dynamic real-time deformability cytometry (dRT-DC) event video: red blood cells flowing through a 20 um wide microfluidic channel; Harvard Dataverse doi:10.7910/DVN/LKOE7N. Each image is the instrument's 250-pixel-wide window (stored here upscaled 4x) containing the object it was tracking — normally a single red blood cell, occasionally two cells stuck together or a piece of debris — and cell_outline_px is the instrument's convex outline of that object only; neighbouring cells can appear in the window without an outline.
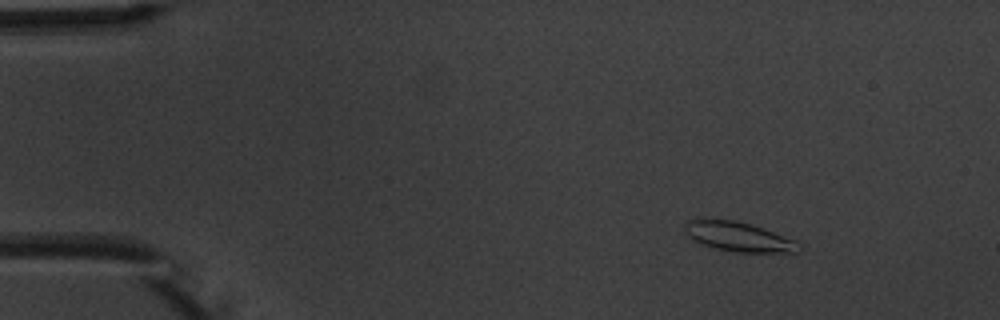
{"species": "common noctule bat (a hibernating species)", "species_latin": "Nyctalus noctula", "temperature_condition": "warm", "stored_images_in_passage": 9, "camera_frame_rate_fps": 3000, "um_per_image_px": 0.085, "animal": {"sex": "male", "body_mass_g": 20.1, "forearm_length_mm": 53.5}, "frame": {"image": 1, "passage_image": 2, "time_ms": 2.0, "image_size_px": [1000, 320], "cell_outline_px": [[804, 248], [800, 252], [736, 252], [716, 248], [692, 240], [684, 232], [684, 224], [688, 220], [736, 220], [752, 224], [796, 240]], "centroid_in_image_um": [62.83, 20.13], "position_along_channel_um": 22.2, "area_um2": 19.59}}
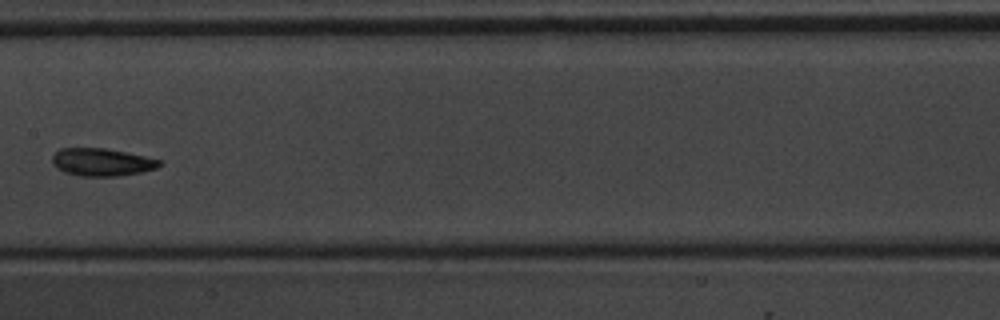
{"frame": {"image": 2, "passage_image": 8, "time_ms": 9.0, "image_size_px": [1000, 320], "cell_outline_px": [[160, 164], [156, 168], [140, 172], [116, 176], [80, 176], [64, 172], [56, 168], [52, 164], [52, 156], [60, 148], [104, 148], [144, 156], [160, 160]], "centroid_in_image_um": [8.59, 13.78], "position_along_channel_um": 198.8, "area_um2": 17.11}}
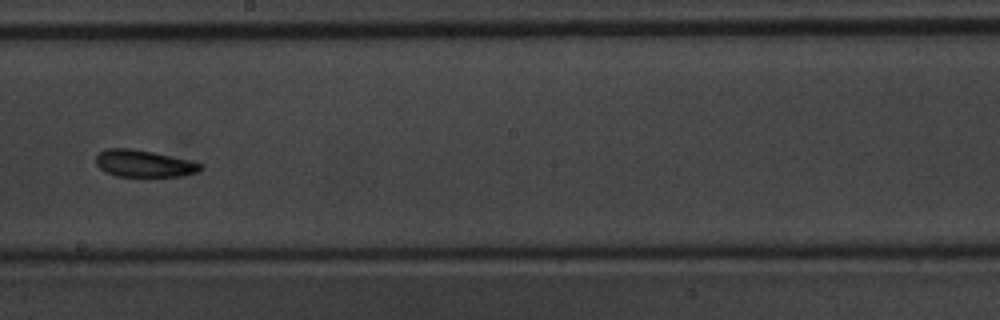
{"frame": {"image": 3, "passage_image": 9, "time_ms": 10.0, "image_size_px": [1000, 320], "cell_outline_px": [[204, 168], [196, 172], [184, 176], [116, 176], [104, 172], [96, 164], [96, 152], [104, 148], [132, 148], [152, 152], [188, 160], [204, 164]], "centroid_in_image_um": [12.19, 13.89], "position_along_channel_um": 236.0, "area_um2": 16.59}}